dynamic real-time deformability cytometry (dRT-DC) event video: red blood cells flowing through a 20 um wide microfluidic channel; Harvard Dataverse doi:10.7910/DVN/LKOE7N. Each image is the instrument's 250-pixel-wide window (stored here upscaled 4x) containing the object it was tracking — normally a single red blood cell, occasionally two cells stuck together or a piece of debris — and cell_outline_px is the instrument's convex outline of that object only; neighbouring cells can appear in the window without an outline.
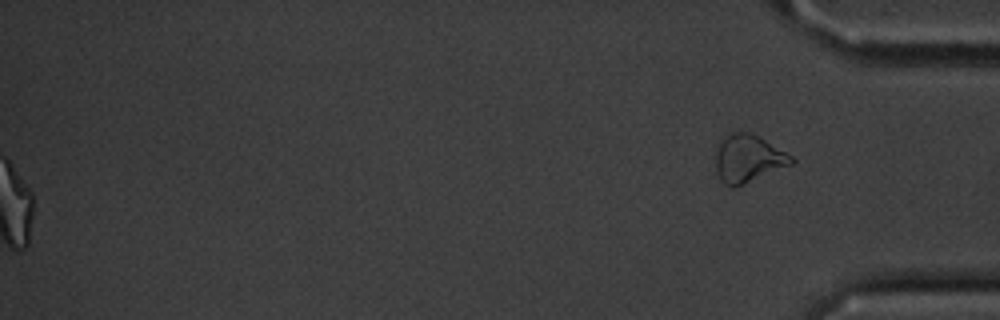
{"species": "common noctule bat (a hibernating species)", "species_latin": "Nyctalus noctula", "temperature_condition": "cold", "stored_images_in_passage": 57, "segment_of_instrument_passage": [2, 2], "camera_frame_rate_fps": 3000, "um_per_image_px": 0.085, "animal": {"sex": "male", "body_mass_g": 20.1, "forearm_length_mm": 53.5}, "frame": {"image": 1, "passage_image": 57, "time_ms": 18.667, "image_size_px": [1000, 320], "cell_outline_px": [[796, 160], [792, 164], [744, 184], [732, 188], [724, 184], [720, 180], [716, 172], [716, 152], [724, 132], [748, 132], [764, 140], [792, 156]], "centroid_in_image_um": [63.54, 13.48], "position_along_channel_um": 371.7, "area_um2": 20.92}}